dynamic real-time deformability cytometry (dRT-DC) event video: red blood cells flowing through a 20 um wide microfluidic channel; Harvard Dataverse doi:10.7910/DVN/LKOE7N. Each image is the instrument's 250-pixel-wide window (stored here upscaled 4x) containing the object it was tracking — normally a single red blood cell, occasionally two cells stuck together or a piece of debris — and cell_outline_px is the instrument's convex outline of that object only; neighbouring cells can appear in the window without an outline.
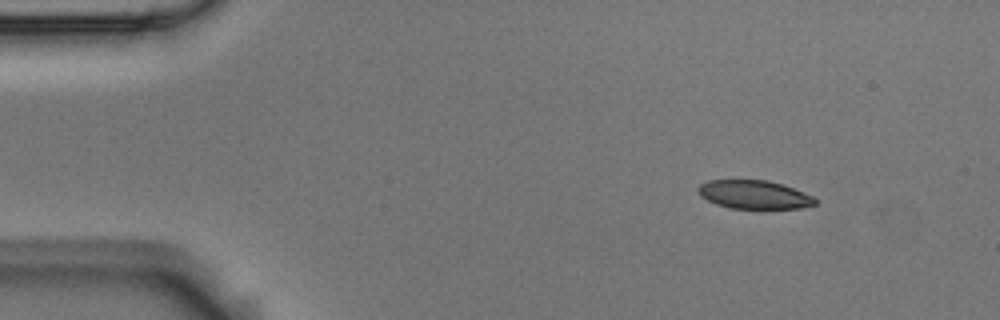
{"species": "Egyptian fruit bat (a non-hibernating species)", "species_latin": "Rousettus aegyptiacus", "temperature_condition": "room temperature", "stored_images_in_passage": 5, "camera_frame_rate_fps": 3000, "um_per_image_px": 0.085, "animal": {"sex": "male"}, "frame": {"image": 1, "passage_image": 1, "time_ms": 0.0, "image_size_px": [1000, 320], "cell_outline_px": [[816, 204], [800, 208], [728, 208], [716, 204], [700, 196], [696, 192], [696, 188], [700, 184], [708, 180], [768, 180], [792, 188], [812, 196], [816, 200]], "centroid_in_image_um": [64.03, 16.54], "position_along_channel_um": 21.0, "area_um2": 19.31}}
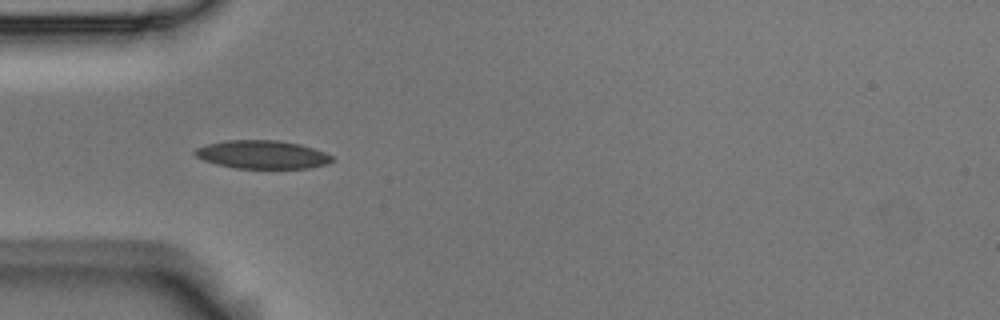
{"frame": {"image": 2, "passage_image": 4, "time_ms": 1.0, "image_size_px": [1000, 320], "cell_outline_px": [[336, 160], [328, 164], [308, 168], [236, 168], [216, 164], [204, 160], [196, 156], [192, 152], [196, 148], [208, 144], [224, 140], [280, 140], [300, 144], [324, 152], [332, 156]], "centroid_in_image_um": [22.3, 13.13], "position_along_channel_um": 62.7, "area_um2": 22.66}}
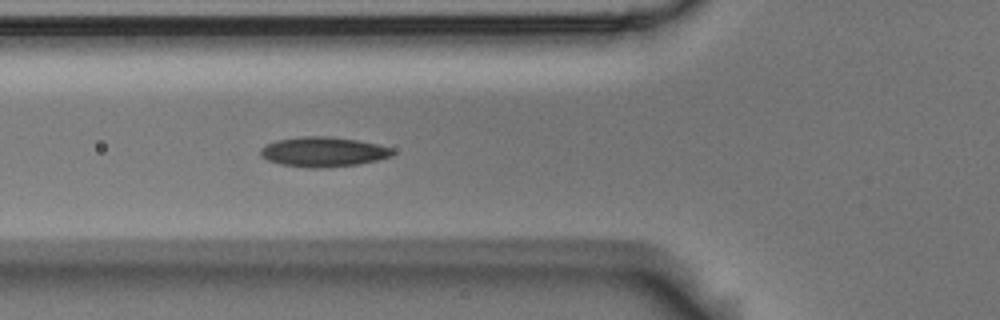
{"frame": {"image": 3, "passage_image": 5, "time_ms": 1.333, "image_size_px": [1000, 320], "cell_outline_px": [[392, 156], [376, 160], [356, 164], [316, 168], [308, 168], [280, 164], [268, 160], [260, 156], [260, 148], [276, 140], [300, 136], [332, 136], [380, 144], [392, 148]], "centroid_in_image_um": [27.45, 12.89], "position_along_channel_um": 98.4, "area_um2": 22.89}}